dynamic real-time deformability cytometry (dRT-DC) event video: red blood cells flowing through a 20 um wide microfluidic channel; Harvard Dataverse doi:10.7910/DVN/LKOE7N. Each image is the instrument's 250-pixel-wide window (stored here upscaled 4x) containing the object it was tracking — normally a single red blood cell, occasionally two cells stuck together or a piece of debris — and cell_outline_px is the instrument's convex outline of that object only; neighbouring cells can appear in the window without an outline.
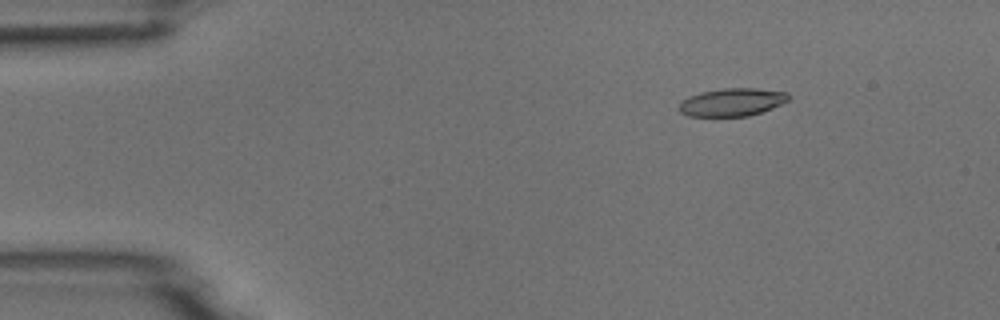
{"species": "common noctule bat (a hibernating species)", "species_latin": "Nyctalus noctula", "temperature_condition": "room temperature", "stored_images_in_passage": 9, "camera_frame_rate_fps": 3000, "um_per_image_px": 0.085, "animal": {"sex": "male", "body_mass_g": 18.8}, "frame": {"image": 1, "passage_image": 3, "time_ms": 2.333, "image_size_px": [1000, 320], "cell_outline_px": [[788, 100], [772, 108], [748, 116], [688, 116], [680, 112], [680, 100], [688, 96], [700, 92], [724, 88], [756, 88], [788, 92]], "centroid_in_image_um": [62.19, 8.67], "position_along_channel_um": 22.8, "area_um2": 17.74}}
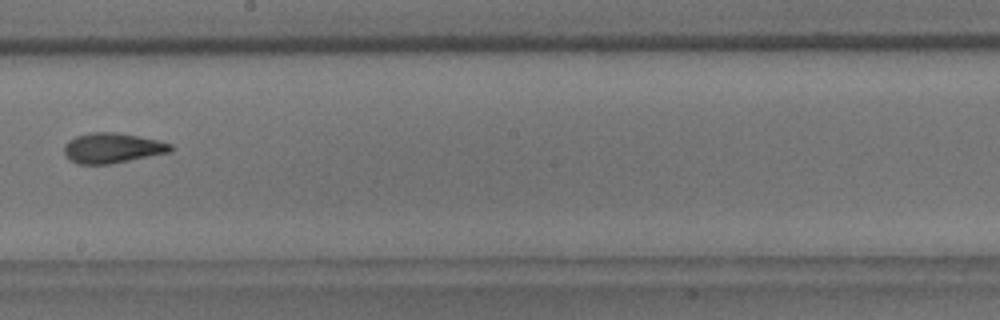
{"frame": {"image": 2, "passage_image": 9, "time_ms": 10.0, "image_size_px": [1000, 320], "cell_outline_px": [[172, 152], [112, 164], [76, 164], [68, 160], [64, 152], [64, 144], [68, 140], [76, 136], [92, 132], [116, 132], [160, 140], [172, 144]], "centroid_in_image_um": [9.55, 12.59], "position_along_channel_um": 238.7, "area_um2": 19.02}}